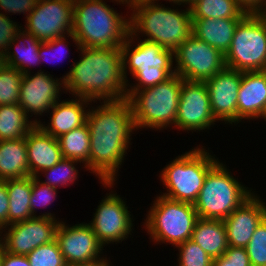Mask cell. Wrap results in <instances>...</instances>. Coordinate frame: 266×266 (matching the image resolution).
Masks as SVG:
<instances>
[{"mask_svg": "<svg viewBox=\"0 0 266 266\" xmlns=\"http://www.w3.org/2000/svg\"><path fill=\"white\" fill-rule=\"evenodd\" d=\"M93 103L86 118L90 132L88 170L100 182H116L136 131L131 105L127 98Z\"/></svg>", "mask_w": 266, "mask_h": 266, "instance_id": "obj_1", "label": "cell"}, {"mask_svg": "<svg viewBox=\"0 0 266 266\" xmlns=\"http://www.w3.org/2000/svg\"><path fill=\"white\" fill-rule=\"evenodd\" d=\"M77 52L80 59L73 60L69 71L62 76L66 94L69 92L72 97L85 98L96 104L126 98L121 48L80 47Z\"/></svg>", "mask_w": 266, "mask_h": 266, "instance_id": "obj_2", "label": "cell"}, {"mask_svg": "<svg viewBox=\"0 0 266 266\" xmlns=\"http://www.w3.org/2000/svg\"><path fill=\"white\" fill-rule=\"evenodd\" d=\"M160 4L144 0L130 5L131 12L127 10L130 13V33L174 52L192 34L191 9L186 7L182 10L181 5L166 7Z\"/></svg>", "mask_w": 266, "mask_h": 266, "instance_id": "obj_3", "label": "cell"}, {"mask_svg": "<svg viewBox=\"0 0 266 266\" xmlns=\"http://www.w3.org/2000/svg\"><path fill=\"white\" fill-rule=\"evenodd\" d=\"M104 0H74L72 34L80 47L121 48L130 32L129 15Z\"/></svg>", "mask_w": 266, "mask_h": 266, "instance_id": "obj_4", "label": "cell"}, {"mask_svg": "<svg viewBox=\"0 0 266 266\" xmlns=\"http://www.w3.org/2000/svg\"><path fill=\"white\" fill-rule=\"evenodd\" d=\"M181 86L182 78L175 73L156 86L126 90L136 132L145 128L154 131L175 129Z\"/></svg>", "mask_w": 266, "mask_h": 266, "instance_id": "obj_5", "label": "cell"}, {"mask_svg": "<svg viewBox=\"0 0 266 266\" xmlns=\"http://www.w3.org/2000/svg\"><path fill=\"white\" fill-rule=\"evenodd\" d=\"M219 161L209 147L206 150L205 146L200 144L179 154L159 172L158 177L166 187V192L160 194L172 200L194 204L208 172Z\"/></svg>", "mask_w": 266, "mask_h": 266, "instance_id": "obj_6", "label": "cell"}, {"mask_svg": "<svg viewBox=\"0 0 266 266\" xmlns=\"http://www.w3.org/2000/svg\"><path fill=\"white\" fill-rule=\"evenodd\" d=\"M142 228L150 236L153 244L175 247L192 238L193 229L199 216L192 203L172 200L156 195Z\"/></svg>", "mask_w": 266, "mask_h": 266, "instance_id": "obj_7", "label": "cell"}, {"mask_svg": "<svg viewBox=\"0 0 266 266\" xmlns=\"http://www.w3.org/2000/svg\"><path fill=\"white\" fill-rule=\"evenodd\" d=\"M224 163L219 161L208 172L193 204L199 218L223 221L255 192L235 178Z\"/></svg>", "mask_w": 266, "mask_h": 266, "instance_id": "obj_8", "label": "cell"}, {"mask_svg": "<svg viewBox=\"0 0 266 266\" xmlns=\"http://www.w3.org/2000/svg\"><path fill=\"white\" fill-rule=\"evenodd\" d=\"M225 63L242 72L266 70V23L258 13H247L238 22Z\"/></svg>", "mask_w": 266, "mask_h": 266, "instance_id": "obj_9", "label": "cell"}, {"mask_svg": "<svg viewBox=\"0 0 266 266\" xmlns=\"http://www.w3.org/2000/svg\"><path fill=\"white\" fill-rule=\"evenodd\" d=\"M104 188L111 190L106 193L93 213L88 224L91 226L98 241L105 247L110 244L122 243L132 236L134 231L133 214L128 210L126 202L114 188L117 182H99ZM113 190V191H112ZM131 235V236H130Z\"/></svg>", "mask_w": 266, "mask_h": 266, "instance_id": "obj_10", "label": "cell"}, {"mask_svg": "<svg viewBox=\"0 0 266 266\" xmlns=\"http://www.w3.org/2000/svg\"><path fill=\"white\" fill-rule=\"evenodd\" d=\"M225 67V55L193 34L174 51L175 73L187 81L205 82Z\"/></svg>", "mask_w": 266, "mask_h": 266, "instance_id": "obj_11", "label": "cell"}, {"mask_svg": "<svg viewBox=\"0 0 266 266\" xmlns=\"http://www.w3.org/2000/svg\"><path fill=\"white\" fill-rule=\"evenodd\" d=\"M44 71L39 69L35 74L34 72L23 74L20 84L19 105L29 118L35 115L32 121L36 125L42 121L40 118L47 116L53 105L61 99L62 91L65 93L64 79L55 78L50 72L48 74V71Z\"/></svg>", "mask_w": 266, "mask_h": 266, "instance_id": "obj_12", "label": "cell"}, {"mask_svg": "<svg viewBox=\"0 0 266 266\" xmlns=\"http://www.w3.org/2000/svg\"><path fill=\"white\" fill-rule=\"evenodd\" d=\"M74 0H38L22 28L46 42L72 33Z\"/></svg>", "mask_w": 266, "mask_h": 266, "instance_id": "obj_13", "label": "cell"}, {"mask_svg": "<svg viewBox=\"0 0 266 266\" xmlns=\"http://www.w3.org/2000/svg\"><path fill=\"white\" fill-rule=\"evenodd\" d=\"M216 122L219 123L211 110L206 83L182 79L175 129L204 132L212 129Z\"/></svg>", "mask_w": 266, "mask_h": 266, "instance_id": "obj_14", "label": "cell"}, {"mask_svg": "<svg viewBox=\"0 0 266 266\" xmlns=\"http://www.w3.org/2000/svg\"><path fill=\"white\" fill-rule=\"evenodd\" d=\"M61 219L33 217L23 222L8 225L1 230L3 250L27 256L35 248L54 241ZM7 230V231H6Z\"/></svg>", "mask_w": 266, "mask_h": 266, "instance_id": "obj_15", "label": "cell"}, {"mask_svg": "<svg viewBox=\"0 0 266 266\" xmlns=\"http://www.w3.org/2000/svg\"><path fill=\"white\" fill-rule=\"evenodd\" d=\"M121 51L126 82L130 81L127 77L129 74L132 76L136 71L148 70L150 67L165 69L171 76L175 74L174 52L155 42L136 38L129 32L121 45Z\"/></svg>", "mask_w": 266, "mask_h": 266, "instance_id": "obj_16", "label": "cell"}, {"mask_svg": "<svg viewBox=\"0 0 266 266\" xmlns=\"http://www.w3.org/2000/svg\"><path fill=\"white\" fill-rule=\"evenodd\" d=\"M56 241L67 265L91 262L105 256L104 246L86 222L69 225L64 219L61 220L56 231Z\"/></svg>", "mask_w": 266, "mask_h": 266, "instance_id": "obj_17", "label": "cell"}, {"mask_svg": "<svg viewBox=\"0 0 266 266\" xmlns=\"http://www.w3.org/2000/svg\"><path fill=\"white\" fill-rule=\"evenodd\" d=\"M241 79L242 71L225 67L205 81L211 110L218 122L237 126V99Z\"/></svg>", "mask_w": 266, "mask_h": 266, "instance_id": "obj_18", "label": "cell"}, {"mask_svg": "<svg viewBox=\"0 0 266 266\" xmlns=\"http://www.w3.org/2000/svg\"><path fill=\"white\" fill-rule=\"evenodd\" d=\"M257 194L254 192L223 220L229 246L246 247L257 226L266 217L265 199Z\"/></svg>", "mask_w": 266, "mask_h": 266, "instance_id": "obj_19", "label": "cell"}, {"mask_svg": "<svg viewBox=\"0 0 266 266\" xmlns=\"http://www.w3.org/2000/svg\"><path fill=\"white\" fill-rule=\"evenodd\" d=\"M71 98V99H70ZM58 100L49 110V122H40L38 126L47 134L58 138L69 131L79 128L86 123L87 113L92 104L91 100L71 97ZM87 108V109H86Z\"/></svg>", "mask_w": 266, "mask_h": 266, "instance_id": "obj_20", "label": "cell"}, {"mask_svg": "<svg viewBox=\"0 0 266 266\" xmlns=\"http://www.w3.org/2000/svg\"><path fill=\"white\" fill-rule=\"evenodd\" d=\"M265 107L266 70L242 72L237 99V124L240 125L244 120H259Z\"/></svg>", "mask_w": 266, "mask_h": 266, "instance_id": "obj_21", "label": "cell"}, {"mask_svg": "<svg viewBox=\"0 0 266 266\" xmlns=\"http://www.w3.org/2000/svg\"><path fill=\"white\" fill-rule=\"evenodd\" d=\"M31 177L53 167L63 159L59 141L35 125L25 136Z\"/></svg>", "mask_w": 266, "mask_h": 266, "instance_id": "obj_22", "label": "cell"}, {"mask_svg": "<svg viewBox=\"0 0 266 266\" xmlns=\"http://www.w3.org/2000/svg\"><path fill=\"white\" fill-rule=\"evenodd\" d=\"M242 18H192V34L224 55L230 48L234 31Z\"/></svg>", "mask_w": 266, "mask_h": 266, "instance_id": "obj_23", "label": "cell"}, {"mask_svg": "<svg viewBox=\"0 0 266 266\" xmlns=\"http://www.w3.org/2000/svg\"><path fill=\"white\" fill-rule=\"evenodd\" d=\"M41 44L42 41L21 28L4 54L3 63L17 69L22 74L30 73L34 66L41 64L39 56Z\"/></svg>", "mask_w": 266, "mask_h": 266, "instance_id": "obj_24", "label": "cell"}, {"mask_svg": "<svg viewBox=\"0 0 266 266\" xmlns=\"http://www.w3.org/2000/svg\"><path fill=\"white\" fill-rule=\"evenodd\" d=\"M30 176L25 138L0 140V180Z\"/></svg>", "mask_w": 266, "mask_h": 266, "instance_id": "obj_25", "label": "cell"}, {"mask_svg": "<svg viewBox=\"0 0 266 266\" xmlns=\"http://www.w3.org/2000/svg\"><path fill=\"white\" fill-rule=\"evenodd\" d=\"M191 240L212 259L223 255L229 247L225 224L222 220L199 218L193 229Z\"/></svg>", "mask_w": 266, "mask_h": 266, "instance_id": "obj_26", "label": "cell"}, {"mask_svg": "<svg viewBox=\"0 0 266 266\" xmlns=\"http://www.w3.org/2000/svg\"><path fill=\"white\" fill-rule=\"evenodd\" d=\"M5 181L9 198L8 225L33 218L30 208L32 177Z\"/></svg>", "mask_w": 266, "mask_h": 266, "instance_id": "obj_27", "label": "cell"}, {"mask_svg": "<svg viewBox=\"0 0 266 266\" xmlns=\"http://www.w3.org/2000/svg\"><path fill=\"white\" fill-rule=\"evenodd\" d=\"M19 104L0 105V140L25 138L36 125Z\"/></svg>", "mask_w": 266, "mask_h": 266, "instance_id": "obj_28", "label": "cell"}, {"mask_svg": "<svg viewBox=\"0 0 266 266\" xmlns=\"http://www.w3.org/2000/svg\"><path fill=\"white\" fill-rule=\"evenodd\" d=\"M63 158L76 160L82 163L80 169L88 171L90 153V132L87 123L73 129L57 138Z\"/></svg>", "mask_w": 266, "mask_h": 266, "instance_id": "obj_29", "label": "cell"}, {"mask_svg": "<svg viewBox=\"0 0 266 266\" xmlns=\"http://www.w3.org/2000/svg\"><path fill=\"white\" fill-rule=\"evenodd\" d=\"M192 18H243L245 12L235 0H195L190 5Z\"/></svg>", "mask_w": 266, "mask_h": 266, "instance_id": "obj_30", "label": "cell"}, {"mask_svg": "<svg viewBox=\"0 0 266 266\" xmlns=\"http://www.w3.org/2000/svg\"><path fill=\"white\" fill-rule=\"evenodd\" d=\"M81 166V162L63 158L60 162L56 163L53 167L43 170L36 178L44 185L51 186L52 188L59 189L60 187L73 185L79 178L78 166ZM46 177L45 180H41V175Z\"/></svg>", "mask_w": 266, "mask_h": 266, "instance_id": "obj_31", "label": "cell"}, {"mask_svg": "<svg viewBox=\"0 0 266 266\" xmlns=\"http://www.w3.org/2000/svg\"><path fill=\"white\" fill-rule=\"evenodd\" d=\"M22 77L17 69L5 63L0 66V105L19 104Z\"/></svg>", "mask_w": 266, "mask_h": 266, "instance_id": "obj_32", "label": "cell"}, {"mask_svg": "<svg viewBox=\"0 0 266 266\" xmlns=\"http://www.w3.org/2000/svg\"><path fill=\"white\" fill-rule=\"evenodd\" d=\"M58 193V189L44 185L36 177H32V192L30 197V208L32 215L34 217H49L52 219H57L55 216L56 214L51 213L48 210L47 212H39L38 214L37 208L39 209L40 207L41 209H47V206H49L54 202V200H56Z\"/></svg>", "mask_w": 266, "mask_h": 266, "instance_id": "obj_33", "label": "cell"}, {"mask_svg": "<svg viewBox=\"0 0 266 266\" xmlns=\"http://www.w3.org/2000/svg\"><path fill=\"white\" fill-rule=\"evenodd\" d=\"M27 258L30 266H67L56 239L35 248Z\"/></svg>", "mask_w": 266, "mask_h": 266, "instance_id": "obj_34", "label": "cell"}, {"mask_svg": "<svg viewBox=\"0 0 266 266\" xmlns=\"http://www.w3.org/2000/svg\"><path fill=\"white\" fill-rule=\"evenodd\" d=\"M178 249L176 266H213V259L191 239L176 246Z\"/></svg>", "mask_w": 266, "mask_h": 266, "instance_id": "obj_35", "label": "cell"}, {"mask_svg": "<svg viewBox=\"0 0 266 266\" xmlns=\"http://www.w3.org/2000/svg\"><path fill=\"white\" fill-rule=\"evenodd\" d=\"M245 248L251 266H266V217L257 226Z\"/></svg>", "mask_w": 266, "mask_h": 266, "instance_id": "obj_36", "label": "cell"}, {"mask_svg": "<svg viewBox=\"0 0 266 266\" xmlns=\"http://www.w3.org/2000/svg\"><path fill=\"white\" fill-rule=\"evenodd\" d=\"M67 38L68 39L70 38L73 41V43L75 44L74 47L77 48L76 50H78L80 48V45H79L77 39L74 37V35L72 33H70L68 35H65V36H62V37H59V38H55V39L50 40V41L42 42L41 46L39 47V56H40L41 64H43L46 61L48 62V60H49L48 58L49 57L54 58L55 60H57L60 63V61L62 59L60 61L58 59H56V58H59V56H60L59 54L60 53H61V55L63 57H66L67 58L68 51L70 50V49H68V47H70L69 46L70 45V42L68 41ZM60 58H62V57H60ZM50 60H51V58H50Z\"/></svg>", "mask_w": 266, "mask_h": 266, "instance_id": "obj_37", "label": "cell"}, {"mask_svg": "<svg viewBox=\"0 0 266 266\" xmlns=\"http://www.w3.org/2000/svg\"><path fill=\"white\" fill-rule=\"evenodd\" d=\"M171 75L165 69L150 67L148 70L136 71L132 75L135 83L127 82V90H142L148 87L156 86L159 83L166 81Z\"/></svg>", "mask_w": 266, "mask_h": 266, "instance_id": "obj_38", "label": "cell"}, {"mask_svg": "<svg viewBox=\"0 0 266 266\" xmlns=\"http://www.w3.org/2000/svg\"><path fill=\"white\" fill-rule=\"evenodd\" d=\"M213 266H251L245 247L229 246L223 255L213 259Z\"/></svg>", "mask_w": 266, "mask_h": 266, "instance_id": "obj_39", "label": "cell"}, {"mask_svg": "<svg viewBox=\"0 0 266 266\" xmlns=\"http://www.w3.org/2000/svg\"><path fill=\"white\" fill-rule=\"evenodd\" d=\"M22 28L15 20L10 19L0 12V56L3 57L9 48V45L14 41L18 31Z\"/></svg>", "mask_w": 266, "mask_h": 266, "instance_id": "obj_40", "label": "cell"}, {"mask_svg": "<svg viewBox=\"0 0 266 266\" xmlns=\"http://www.w3.org/2000/svg\"><path fill=\"white\" fill-rule=\"evenodd\" d=\"M37 1L38 0H0V12L3 10L1 13L6 16L23 14L26 15V19L35 9Z\"/></svg>", "mask_w": 266, "mask_h": 266, "instance_id": "obj_41", "label": "cell"}, {"mask_svg": "<svg viewBox=\"0 0 266 266\" xmlns=\"http://www.w3.org/2000/svg\"><path fill=\"white\" fill-rule=\"evenodd\" d=\"M9 198L6 181L0 180V229L8 226Z\"/></svg>", "mask_w": 266, "mask_h": 266, "instance_id": "obj_42", "label": "cell"}, {"mask_svg": "<svg viewBox=\"0 0 266 266\" xmlns=\"http://www.w3.org/2000/svg\"><path fill=\"white\" fill-rule=\"evenodd\" d=\"M0 266H30L27 256L8 253L2 250Z\"/></svg>", "mask_w": 266, "mask_h": 266, "instance_id": "obj_43", "label": "cell"}, {"mask_svg": "<svg viewBox=\"0 0 266 266\" xmlns=\"http://www.w3.org/2000/svg\"><path fill=\"white\" fill-rule=\"evenodd\" d=\"M247 13H258L265 5L266 0H235Z\"/></svg>", "mask_w": 266, "mask_h": 266, "instance_id": "obj_44", "label": "cell"}, {"mask_svg": "<svg viewBox=\"0 0 266 266\" xmlns=\"http://www.w3.org/2000/svg\"><path fill=\"white\" fill-rule=\"evenodd\" d=\"M112 262L110 260V257L107 258V255L105 257L99 258L97 260L91 261V262H81V263H74V264H68L67 266H112Z\"/></svg>", "mask_w": 266, "mask_h": 266, "instance_id": "obj_45", "label": "cell"}, {"mask_svg": "<svg viewBox=\"0 0 266 266\" xmlns=\"http://www.w3.org/2000/svg\"><path fill=\"white\" fill-rule=\"evenodd\" d=\"M110 2H113L114 4H118V5H120L121 6V4H122V6H124L125 5V7H126V9H128L129 10V6L130 5H132L133 3H136L137 2V0H110Z\"/></svg>", "mask_w": 266, "mask_h": 266, "instance_id": "obj_46", "label": "cell"}, {"mask_svg": "<svg viewBox=\"0 0 266 266\" xmlns=\"http://www.w3.org/2000/svg\"><path fill=\"white\" fill-rule=\"evenodd\" d=\"M153 1H155L156 3L160 2V0H153ZM163 1H166V2L169 1L171 6L175 4V5H181L185 7V0H163Z\"/></svg>", "mask_w": 266, "mask_h": 266, "instance_id": "obj_47", "label": "cell"}, {"mask_svg": "<svg viewBox=\"0 0 266 266\" xmlns=\"http://www.w3.org/2000/svg\"><path fill=\"white\" fill-rule=\"evenodd\" d=\"M258 14L261 16V18L266 23V5L258 12Z\"/></svg>", "mask_w": 266, "mask_h": 266, "instance_id": "obj_48", "label": "cell"}, {"mask_svg": "<svg viewBox=\"0 0 266 266\" xmlns=\"http://www.w3.org/2000/svg\"><path fill=\"white\" fill-rule=\"evenodd\" d=\"M195 0H185V8L188 6L190 7V5L194 2Z\"/></svg>", "mask_w": 266, "mask_h": 266, "instance_id": "obj_49", "label": "cell"}, {"mask_svg": "<svg viewBox=\"0 0 266 266\" xmlns=\"http://www.w3.org/2000/svg\"><path fill=\"white\" fill-rule=\"evenodd\" d=\"M261 118L264 119V121L266 122V107H265L264 112L262 113L260 119Z\"/></svg>", "mask_w": 266, "mask_h": 266, "instance_id": "obj_50", "label": "cell"}, {"mask_svg": "<svg viewBox=\"0 0 266 266\" xmlns=\"http://www.w3.org/2000/svg\"><path fill=\"white\" fill-rule=\"evenodd\" d=\"M2 250H3V245H0V256H1Z\"/></svg>", "mask_w": 266, "mask_h": 266, "instance_id": "obj_51", "label": "cell"}, {"mask_svg": "<svg viewBox=\"0 0 266 266\" xmlns=\"http://www.w3.org/2000/svg\"><path fill=\"white\" fill-rule=\"evenodd\" d=\"M0 245H2V241H1V229H0Z\"/></svg>", "mask_w": 266, "mask_h": 266, "instance_id": "obj_52", "label": "cell"}]
</instances>
